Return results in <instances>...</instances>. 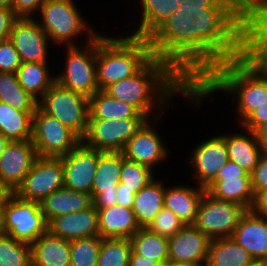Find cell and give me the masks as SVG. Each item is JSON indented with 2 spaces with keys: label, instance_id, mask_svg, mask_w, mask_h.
I'll use <instances>...</instances> for the list:
<instances>
[{
  "label": "cell",
  "instance_id": "6da1fadb",
  "mask_svg": "<svg viewBox=\"0 0 267 266\" xmlns=\"http://www.w3.org/2000/svg\"><path fill=\"white\" fill-rule=\"evenodd\" d=\"M247 39L248 24L227 4L183 0L149 44L195 87L215 66L243 56Z\"/></svg>",
  "mask_w": 267,
  "mask_h": 266
},
{
  "label": "cell",
  "instance_id": "7a4b0ae2",
  "mask_svg": "<svg viewBox=\"0 0 267 266\" xmlns=\"http://www.w3.org/2000/svg\"><path fill=\"white\" fill-rule=\"evenodd\" d=\"M104 91L116 100L131 104L151 120L153 116L160 118L173 96H183L197 106L204 101L170 63L155 56L137 74L111 84Z\"/></svg>",
  "mask_w": 267,
  "mask_h": 266
},
{
  "label": "cell",
  "instance_id": "3957f363",
  "mask_svg": "<svg viewBox=\"0 0 267 266\" xmlns=\"http://www.w3.org/2000/svg\"><path fill=\"white\" fill-rule=\"evenodd\" d=\"M199 96L223 93L236 100L241 124L257 107L267 101V70L248 52L215 66L196 86Z\"/></svg>",
  "mask_w": 267,
  "mask_h": 266
},
{
  "label": "cell",
  "instance_id": "277c9868",
  "mask_svg": "<svg viewBox=\"0 0 267 266\" xmlns=\"http://www.w3.org/2000/svg\"><path fill=\"white\" fill-rule=\"evenodd\" d=\"M149 41L140 37L96 36V74L99 90L137 74L152 58Z\"/></svg>",
  "mask_w": 267,
  "mask_h": 266
},
{
  "label": "cell",
  "instance_id": "5b68a950",
  "mask_svg": "<svg viewBox=\"0 0 267 266\" xmlns=\"http://www.w3.org/2000/svg\"><path fill=\"white\" fill-rule=\"evenodd\" d=\"M38 13L40 27L55 45L77 46L74 38L82 33L86 43L99 34L86 22L73 0H46Z\"/></svg>",
  "mask_w": 267,
  "mask_h": 266
},
{
  "label": "cell",
  "instance_id": "8992f818",
  "mask_svg": "<svg viewBox=\"0 0 267 266\" xmlns=\"http://www.w3.org/2000/svg\"><path fill=\"white\" fill-rule=\"evenodd\" d=\"M65 48L66 62L61 72L55 75L56 82L88 98L93 96L99 91L96 74V37L84 43L82 47L78 44Z\"/></svg>",
  "mask_w": 267,
  "mask_h": 266
},
{
  "label": "cell",
  "instance_id": "52a82bcc",
  "mask_svg": "<svg viewBox=\"0 0 267 266\" xmlns=\"http://www.w3.org/2000/svg\"><path fill=\"white\" fill-rule=\"evenodd\" d=\"M38 106L50 116L57 118L81 139L89 122V98L55 82L38 101Z\"/></svg>",
  "mask_w": 267,
  "mask_h": 266
},
{
  "label": "cell",
  "instance_id": "ba28073f",
  "mask_svg": "<svg viewBox=\"0 0 267 266\" xmlns=\"http://www.w3.org/2000/svg\"><path fill=\"white\" fill-rule=\"evenodd\" d=\"M31 141L38 156L62 157L73 150L82 139L38 106L32 116Z\"/></svg>",
  "mask_w": 267,
  "mask_h": 266
},
{
  "label": "cell",
  "instance_id": "9c48e42d",
  "mask_svg": "<svg viewBox=\"0 0 267 266\" xmlns=\"http://www.w3.org/2000/svg\"><path fill=\"white\" fill-rule=\"evenodd\" d=\"M2 220L4 234L30 245L48 231L40 203L23 200L16 195L2 207Z\"/></svg>",
  "mask_w": 267,
  "mask_h": 266
},
{
  "label": "cell",
  "instance_id": "30bf717a",
  "mask_svg": "<svg viewBox=\"0 0 267 266\" xmlns=\"http://www.w3.org/2000/svg\"><path fill=\"white\" fill-rule=\"evenodd\" d=\"M245 212L240 204L216 199L205 191L193 225L210 239L232 237Z\"/></svg>",
  "mask_w": 267,
  "mask_h": 266
},
{
  "label": "cell",
  "instance_id": "8fae6325",
  "mask_svg": "<svg viewBox=\"0 0 267 266\" xmlns=\"http://www.w3.org/2000/svg\"><path fill=\"white\" fill-rule=\"evenodd\" d=\"M147 117L115 120L89 119L82 142L101 152H122L126 142L143 126Z\"/></svg>",
  "mask_w": 267,
  "mask_h": 266
},
{
  "label": "cell",
  "instance_id": "7c38bea8",
  "mask_svg": "<svg viewBox=\"0 0 267 266\" xmlns=\"http://www.w3.org/2000/svg\"><path fill=\"white\" fill-rule=\"evenodd\" d=\"M64 187L61 157L38 156L22 183L15 190L20 199L41 202L46 196Z\"/></svg>",
  "mask_w": 267,
  "mask_h": 266
},
{
  "label": "cell",
  "instance_id": "4fadbf2b",
  "mask_svg": "<svg viewBox=\"0 0 267 266\" xmlns=\"http://www.w3.org/2000/svg\"><path fill=\"white\" fill-rule=\"evenodd\" d=\"M158 119L159 118L155 117L152 120L148 119L126 142L122 150L127 160L147 166L154 172V168H156L159 163L164 162V160L166 161V159L169 158V154H171L164 144L165 142L161 139L160 134L157 132V125L159 124Z\"/></svg>",
  "mask_w": 267,
  "mask_h": 266
},
{
  "label": "cell",
  "instance_id": "5bb4252c",
  "mask_svg": "<svg viewBox=\"0 0 267 266\" xmlns=\"http://www.w3.org/2000/svg\"><path fill=\"white\" fill-rule=\"evenodd\" d=\"M99 151L87 147L82 141L68 154L61 157L64 170V188L91 193Z\"/></svg>",
  "mask_w": 267,
  "mask_h": 266
},
{
  "label": "cell",
  "instance_id": "9a60e30c",
  "mask_svg": "<svg viewBox=\"0 0 267 266\" xmlns=\"http://www.w3.org/2000/svg\"><path fill=\"white\" fill-rule=\"evenodd\" d=\"M36 19L19 17L10 32L9 39L18 51L21 62H48V43L51 41Z\"/></svg>",
  "mask_w": 267,
  "mask_h": 266
},
{
  "label": "cell",
  "instance_id": "2e32d148",
  "mask_svg": "<svg viewBox=\"0 0 267 266\" xmlns=\"http://www.w3.org/2000/svg\"><path fill=\"white\" fill-rule=\"evenodd\" d=\"M190 164L193 179L198 186L206 188L215 178L218 171L229 161L225 143V134L213 136L192 148Z\"/></svg>",
  "mask_w": 267,
  "mask_h": 266
},
{
  "label": "cell",
  "instance_id": "e0dca14e",
  "mask_svg": "<svg viewBox=\"0 0 267 266\" xmlns=\"http://www.w3.org/2000/svg\"><path fill=\"white\" fill-rule=\"evenodd\" d=\"M37 157L38 154L31 139L9 141L0 156V177L15 191Z\"/></svg>",
  "mask_w": 267,
  "mask_h": 266
},
{
  "label": "cell",
  "instance_id": "ac0fdd59",
  "mask_svg": "<svg viewBox=\"0 0 267 266\" xmlns=\"http://www.w3.org/2000/svg\"><path fill=\"white\" fill-rule=\"evenodd\" d=\"M168 239V263H207L210 238L194 225H184Z\"/></svg>",
  "mask_w": 267,
  "mask_h": 266
},
{
  "label": "cell",
  "instance_id": "d6986e66",
  "mask_svg": "<svg viewBox=\"0 0 267 266\" xmlns=\"http://www.w3.org/2000/svg\"><path fill=\"white\" fill-rule=\"evenodd\" d=\"M232 238L249 252L256 263L267 265V218L246 210Z\"/></svg>",
  "mask_w": 267,
  "mask_h": 266
},
{
  "label": "cell",
  "instance_id": "ffe728a7",
  "mask_svg": "<svg viewBox=\"0 0 267 266\" xmlns=\"http://www.w3.org/2000/svg\"><path fill=\"white\" fill-rule=\"evenodd\" d=\"M48 231L67 241L98 236V212L92 205L86 210L53 218L48 223Z\"/></svg>",
  "mask_w": 267,
  "mask_h": 266
},
{
  "label": "cell",
  "instance_id": "44dd1931",
  "mask_svg": "<svg viewBox=\"0 0 267 266\" xmlns=\"http://www.w3.org/2000/svg\"><path fill=\"white\" fill-rule=\"evenodd\" d=\"M142 15L132 36L149 41L168 21L183 0H139Z\"/></svg>",
  "mask_w": 267,
  "mask_h": 266
},
{
  "label": "cell",
  "instance_id": "7402d4cb",
  "mask_svg": "<svg viewBox=\"0 0 267 266\" xmlns=\"http://www.w3.org/2000/svg\"><path fill=\"white\" fill-rule=\"evenodd\" d=\"M204 192L205 188L198 185L165 186L164 208L171 210L185 225H193Z\"/></svg>",
  "mask_w": 267,
  "mask_h": 266
},
{
  "label": "cell",
  "instance_id": "603a6c76",
  "mask_svg": "<svg viewBox=\"0 0 267 266\" xmlns=\"http://www.w3.org/2000/svg\"><path fill=\"white\" fill-rule=\"evenodd\" d=\"M243 130L244 133L242 131L235 134L226 133L225 143L229 160L251 174L264 154V149L255 132L245 128Z\"/></svg>",
  "mask_w": 267,
  "mask_h": 266
},
{
  "label": "cell",
  "instance_id": "cb8c5ba5",
  "mask_svg": "<svg viewBox=\"0 0 267 266\" xmlns=\"http://www.w3.org/2000/svg\"><path fill=\"white\" fill-rule=\"evenodd\" d=\"M98 230L101 238H130L139 229L132 208L113 205L98 209Z\"/></svg>",
  "mask_w": 267,
  "mask_h": 266
},
{
  "label": "cell",
  "instance_id": "d4e9b609",
  "mask_svg": "<svg viewBox=\"0 0 267 266\" xmlns=\"http://www.w3.org/2000/svg\"><path fill=\"white\" fill-rule=\"evenodd\" d=\"M40 203L41 212L49 223L53 218L88 209L93 205L91 194L61 188L46 196Z\"/></svg>",
  "mask_w": 267,
  "mask_h": 266
},
{
  "label": "cell",
  "instance_id": "484cf974",
  "mask_svg": "<svg viewBox=\"0 0 267 266\" xmlns=\"http://www.w3.org/2000/svg\"><path fill=\"white\" fill-rule=\"evenodd\" d=\"M32 266H70V241L52 235L49 231L32 244Z\"/></svg>",
  "mask_w": 267,
  "mask_h": 266
},
{
  "label": "cell",
  "instance_id": "4316f807",
  "mask_svg": "<svg viewBox=\"0 0 267 266\" xmlns=\"http://www.w3.org/2000/svg\"><path fill=\"white\" fill-rule=\"evenodd\" d=\"M165 185L156 177L135 193L132 211L140 228H147L164 207Z\"/></svg>",
  "mask_w": 267,
  "mask_h": 266
},
{
  "label": "cell",
  "instance_id": "83f0119b",
  "mask_svg": "<svg viewBox=\"0 0 267 266\" xmlns=\"http://www.w3.org/2000/svg\"><path fill=\"white\" fill-rule=\"evenodd\" d=\"M256 261L232 237L211 239L206 266H253Z\"/></svg>",
  "mask_w": 267,
  "mask_h": 266
},
{
  "label": "cell",
  "instance_id": "f1b7e54d",
  "mask_svg": "<svg viewBox=\"0 0 267 266\" xmlns=\"http://www.w3.org/2000/svg\"><path fill=\"white\" fill-rule=\"evenodd\" d=\"M48 62H21L16 76L22 88L38 101L56 82V76L50 75Z\"/></svg>",
  "mask_w": 267,
  "mask_h": 266
},
{
  "label": "cell",
  "instance_id": "f546056e",
  "mask_svg": "<svg viewBox=\"0 0 267 266\" xmlns=\"http://www.w3.org/2000/svg\"><path fill=\"white\" fill-rule=\"evenodd\" d=\"M131 117L146 116L131 104L114 99L104 90L89 97V119L115 120Z\"/></svg>",
  "mask_w": 267,
  "mask_h": 266
},
{
  "label": "cell",
  "instance_id": "4dcf8cb0",
  "mask_svg": "<svg viewBox=\"0 0 267 266\" xmlns=\"http://www.w3.org/2000/svg\"><path fill=\"white\" fill-rule=\"evenodd\" d=\"M205 191L216 199L236 202L246 210H250L254 202L251 178H224V181H212Z\"/></svg>",
  "mask_w": 267,
  "mask_h": 266
},
{
  "label": "cell",
  "instance_id": "1f68e13d",
  "mask_svg": "<svg viewBox=\"0 0 267 266\" xmlns=\"http://www.w3.org/2000/svg\"><path fill=\"white\" fill-rule=\"evenodd\" d=\"M123 165L122 152L99 151L98 165L91 188L92 199L103 191H116Z\"/></svg>",
  "mask_w": 267,
  "mask_h": 266
},
{
  "label": "cell",
  "instance_id": "d6a6232c",
  "mask_svg": "<svg viewBox=\"0 0 267 266\" xmlns=\"http://www.w3.org/2000/svg\"><path fill=\"white\" fill-rule=\"evenodd\" d=\"M33 114L0 102V132L10 141L30 140Z\"/></svg>",
  "mask_w": 267,
  "mask_h": 266
},
{
  "label": "cell",
  "instance_id": "836d02e7",
  "mask_svg": "<svg viewBox=\"0 0 267 266\" xmlns=\"http://www.w3.org/2000/svg\"><path fill=\"white\" fill-rule=\"evenodd\" d=\"M0 102L27 113H34L38 107V100L22 88L12 72H0Z\"/></svg>",
  "mask_w": 267,
  "mask_h": 266
},
{
  "label": "cell",
  "instance_id": "e575fe53",
  "mask_svg": "<svg viewBox=\"0 0 267 266\" xmlns=\"http://www.w3.org/2000/svg\"><path fill=\"white\" fill-rule=\"evenodd\" d=\"M132 251L162 264L168 263V239L148 228H140L129 238Z\"/></svg>",
  "mask_w": 267,
  "mask_h": 266
},
{
  "label": "cell",
  "instance_id": "d590c367",
  "mask_svg": "<svg viewBox=\"0 0 267 266\" xmlns=\"http://www.w3.org/2000/svg\"><path fill=\"white\" fill-rule=\"evenodd\" d=\"M0 266H32V247L8 234L0 235Z\"/></svg>",
  "mask_w": 267,
  "mask_h": 266
},
{
  "label": "cell",
  "instance_id": "8d00e7d4",
  "mask_svg": "<svg viewBox=\"0 0 267 266\" xmlns=\"http://www.w3.org/2000/svg\"><path fill=\"white\" fill-rule=\"evenodd\" d=\"M131 251L128 238H102L97 266H129Z\"/></svg>",
  "mask_w": 267,
  "mask_h": 266
},
{
  "label": "cell",
  "instance_id": "74e56055",
  "mask_svg": "<svg viewBox=\"0 0 267 266\" xmlns=\"http://www.w3.org/2000/svg\"><path fill=\"white\" fill-rule=\"evenodd\" d=\"M247 52L267 70V10L248 24Z\"/></svg>",
  "mask_w": 267,
  "mask_h": 266
},
{
  "label": "cell",
  "instance_id": "f35d334b",
  "mask_svg": "<svg viewBox=\"0 0 267 266\" xmlns=\"http://www.w3.org/2000/svg\"><path fill=\"white\" fill-rule=\"evenodd\" d=\"M101 245L99 235L70 241V266H97Z\"/></svg>",
  "mask_w": 267,
  "mask_h": 266
},
{
  "label": "cell",
  "instance_id": "ab89813d",
  "mask_svg": "<svg viewBox=\"0 0 267 266\" xmlns=\"http://www.w3.org/2000/svg\"><path fill=\"white\" fill-rule=\"evenodd\" d=\"M155 178V173L149 167L127 160L123 155V165L119 183L124 188L137 193Z\"/></svg>",
  "mask_w": 267,
  "mask_h": 266
},
{
  "label": "cell",
  "instance_id": "60d3db41",
  "mask_svg": "<svg viewBox=\"0 0 267 266\" xmlns=\"http://www.w3.org/2000/svg\"><path fill=\"white\" fill-rule=\"evenodd\" d=\"M184 225L171 210L163 207L147 228L151 232L169 238L177 233Z\"/></svg>",
  "mask_w": 267,
  "mask_h": 266
},
{
  "label": "cell",
  "instance_id": "b9f144b4",
  "mask_svg": "<svg viewBox=\"0 0 267 266\" xmlns=\"http://www.w3.org/2000/svg\"><path fill=\"white\" fill-rule=\"evenodd\" d=\"M236 12L247 24L267 10V0H220Z\"/></svg>",
  "mask_w": 267,
  "mask_h": 266
},
{
  "label": "cell",
  "instance_id": "7bdbcfd3",
  "mask_svg": "<svg viewBox=\"0 0 267 266\" xmlns=\"http://www.w3.org/2000/svg\"><path fill=\"white\" fill-rule=\"evenodd\" d=\"M21 65L18 51L10 39L0 41V72L16 73Z\"/></svg>",
  "mask_w": 267,
  "mask_h": 266
},
{
  "label": "cell",
  "instance_id": "ee69618b",
  "mask_svg": "<svg viewBox=\"0 0 267 266\" xmlns=\"http://www.w3.org/2000/svg\"><path fill=\"white\" fill-rule=\"evenodd\" d=\"M251 175V187L254 196L264 190H267V152L260 157L257 166Z\"/></svg>",
  "mask_w": 267,
  "mask_h": 266
},
{
  "label": "cell",
  "instance_id": "f6af8a7d",
  "mask_svg": "<svg viewBox=\"0 0 267 266\" xmlns=\"http://www.w3.org/2000/svg\"><path fill=\"white\" fill-rule=\"evenodd\" d=\"M46 0H12L11 8L18 17L33 18ZM34 13V14H33Z\"/></svg>",
  "mask_w": 267,
  "mask_h": 266
},
{
  "label": "cell",
  "instance_id": "bcb514c9",
  "mask_svg": "<svg viewBox=\"0 0 267 266\" xmlns=\"http://www.w3.org/2000/svg\"><path fill=\"white\" fill-rule=\"evenodd\" d=\"M267 122V101L257 107L241 124L245 128L255 132L262 124Z\"/></svg>",
  "mask_w": 267,
  "mask_h": 266
},
{
  "label": "cell",
  "instance_id": "7dc6e473",
  "mask_svg": "<svg viewBox=\"0 0 267 266\" xmlns=\"http://www.w3.org/2000/svg\"><path fill=\"white\" fill-rule=\"evenodd\" d=\"M18 18L11 7L0 8V41L9 39L10 32Z\"/></svg>",
  "mask_w": 267,
  "mask_h": 266
},
{
  "label": "cell",
  "instance_id": "c3c4849f",
  "mask_svg": "<svg viewBox=\"0 0 267 266\" xmlns=\"http://www.w3.org/2000/svg\"><path fill=\"white\" fill-rule=\"evenodd\" d=\"M224 178H251V175L237 163L228 161L217 173L213 181H224Z\"/></svg>",
  "mask_w": 267,
  "mask_h": 266
},
{
  "label": "cell",
  "instance_id": "681fc988",
  "mask_svg": "<svg viewBox=\"0 0 267 266\" xmlns=\"http://www.w3.org/2000/svg\"><path fill=\"white\" fill-rule=\"evenodd\" d=\"M117 204L116 191H103L93 198V206L98 209L108 208Z\"/></svg>",
  "mask_w": 267,
  "mask_h": 266
},
{
  "label": "cell",
  "instance_id": "f907efd6",
  "mask_svg": "<svg viewBox=\"0 0 267 266\" xmlns=\"http://www.w3.org/2000/svg\"><path fill=\"white\" fill-rule=\"evenodd\" d=\"M250 210L257 216L267 218V190L254 196V202Z\"/></svg>",
  "mask_w": 267,
  "mask_h": 266
},
{
  "label": "cell",
  "instance_id": "816d5d0a",
  "mask_svg": "<svg viewBox=\"0 0 267 266\" xmlns=\"http://www.w3.org/2000/svg\"><path fill=\"white\" fill-rule=\"evenodd\" d=\"M117 204L123 207L132 208L135 193L130 189L124 188V185L119 183L117 185Z\"/></svg>",
  "mask_w": 267,
  "mask_h": 266
},
{
  "label": "cell",
  "instance_id": "f5cc1de1",
  "mask_svg": "<svg viewBox=\"0 0 267 266\" xmlns=\"http://www.w3.org/2000/svg\"><path fill=\"white\" fill-rule=\"evenodd\" d=\"M129 266H162V263L146 258L131 251Z\"/></svg>",
  "mask_w": 267,
  "mask_h": 266
},
{
  "label": "cell",
  "instance_id": "db71d44e",
  "mask_svg": "<svg viewBox=\"0 0 267 266\" xmlns=\"http://www.w3.org/2000/svg\"><path fill=\"white\" fill-rule=\"evenodd\" d=\"M14 195L15 191L0 177V208H2Z\"/></svg>",
  "mask_w": 267,
  "mask_h": 266
},
{
  "label": "cell",
  "instance_id": "11a10c76",
  "mask_svg": "<svg viewBox=\"0 0 267 266\" xmlns=\"http://www.w3.org/2000/svg\"><path fill=\"white\" fill-rule=\"evenodd\" d=\"M258 141L262 145L264 152H267V122L262 124L256 131Z\"/></svg>",
  "mask_w": 267,
  "mask_h": 266
},
{
  "label": "cell",
  "instance_id": "9f6ffc18",
  "mask_svg": "<svg viewBox=\"0 0 267 266\" xmlns=\"http://www.w3.org/2000/svg\"><path fill=\"white\" fill-rule=\"evenodd\" d=\"M9 139H7L1 132H0V156L2 155L4 149L6 148L7 144L9 143Z\"/></svg>",
  "mask_w": 267,
  "mask_h": 266
},
{
  "label": "cell",
  "instance_id": "6f0895ef",
  "mask_svg": "<svg viewBox=\"0 0 267 266\" xmlns=\"http://www.w3.org/2000/svg\"><path fill=\"white\" fill-rule=\"evenodd\" d=\"M173 266H206V263L180 262L173 263Z\"/></svg>",
  "mask_w": 267,
  "mask_h": 266
},
{
  "label": "cell",
  "instance_id": "680465c9",
  "mask_svg": "<svg viewBox=\"0 0 267 266\" xmlns=\"http://www.w3.org/2000/svg\"><path fill=\"white\" fill-rule=\"evenodd\" d=\"M192 1L198 4H225L220 0H192Z\"/></svg>",
  "mask_w": 267,
  "mask_h": 266
},
{
  "label": "cell",
  "instance_id": "91938a15",
  "mask_svg": "<svg viewBox=\"0 0 267 266\" xmlns=\"http://www.w3.org/2000/svg\"><path fill=\"white\" fill-rule=\"evenodd\" d=\"M12 0H0V8L10 7Z\"/></svg>",
  "mask_w": 267,
  "mask_h": 266
},
{
  "label": "cell",
  "instance_id": "94428289",
  "mask_svg": "<svg viewBox=\"0 0 267 266\" xmlns=\"http://www.w3.org/2000/svg\"><path fill=\"white\" fill-rule=\"evenodd\" d=\"M4 233L3 231V220H2V208H0V235Z\"/></svg>",
  "mask_w": 267,
  "mask_h": 266
},
{
  "label": "cell",
  "instance_id": "6125c7cd",
  "mask_svg": "<svg viewBox=\"0 0 267 266\" xmlns=\"http://www.w3.org/2000/svg\"><path fill=\"white\" fill-rule=\"evenodd\" d=\"M162 266H173V263H165V264H162Z\"/></svg>",
  "mask_w": 267,
  "mask_h": 266
},
{
  "label": "cell",
  "instance_id": "be15d7a7",
  "mask_svg": "<svg viewBox=\"0 0 267 266\" xmlns=\"http://www.w3.org/2000/svg\"><path fill=\"white\" fill-rule=\"evenodd\" d=\"M253 266H267V265H265V264H261V263H256V264L253 265Z\"/></svg>",
  "mask_w": 267,
  "mask_h": 266
}]
</instances>
